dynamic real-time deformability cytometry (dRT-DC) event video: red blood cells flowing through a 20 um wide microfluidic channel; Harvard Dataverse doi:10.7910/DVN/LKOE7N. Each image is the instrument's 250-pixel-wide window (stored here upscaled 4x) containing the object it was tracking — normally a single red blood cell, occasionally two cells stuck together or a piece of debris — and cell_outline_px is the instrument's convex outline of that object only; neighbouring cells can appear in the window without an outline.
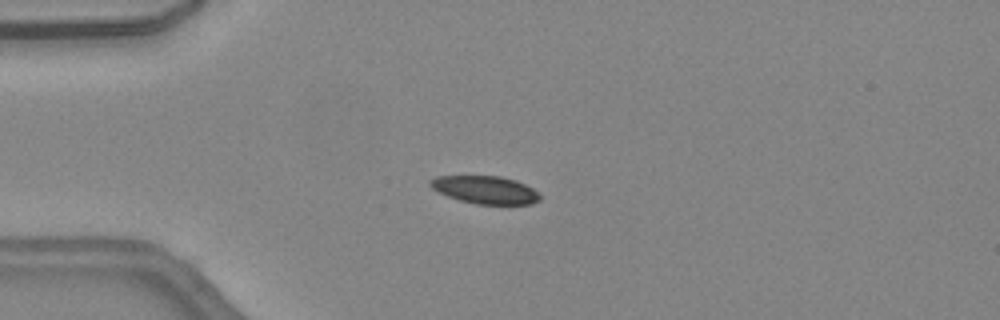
{"species": "common noctule bat (a hibernating species)", "species_latin": "Nyctalus noctula", "temperature_condition": "warm", "stored_images_in_passage": 36, "camera_frame_rate_fps": 3000, "um_per_image_px": 0.085, "animal": {"sex": "female", "body_mass_g": 24.6, "forearm_length_mm": 56.2}, "frame": {"image": 1, "passage_image": 2, "time_ms": 0.333, "image_size_px": [1000, 320], "cell_outline_px": [[540, 200], [532, 204], [476, 204], [460, 200], [448, 196], [432, 188], [428, 184], [428, 180], [436, 176], [500, 176], [516, 180], [532, 188], [540, 196]], "centroid_in_image_um": [41.23, 16.13], "position_along_channel_um": 43.8, "area_um2": 17.69}}
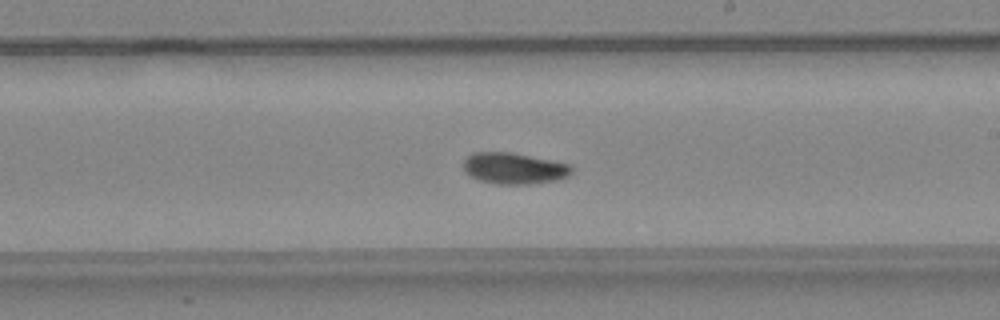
{"frame": {"image": 2, "passage_image": 17, "time_ms": 5.333, "image_size_px": [1000, 320], "cell_outline_px": [[572, 172], [568, 176], [556, 180], [528, 184], [496, 184], [480, 180], [472, 176], [464, 168], [464, 160], [472, 152], [512, 152], [572, 164]], "centroid_in_image_um": [43.73, 14.3], "position_along_channel_um": 245.3, "area_um2": 19.65}}
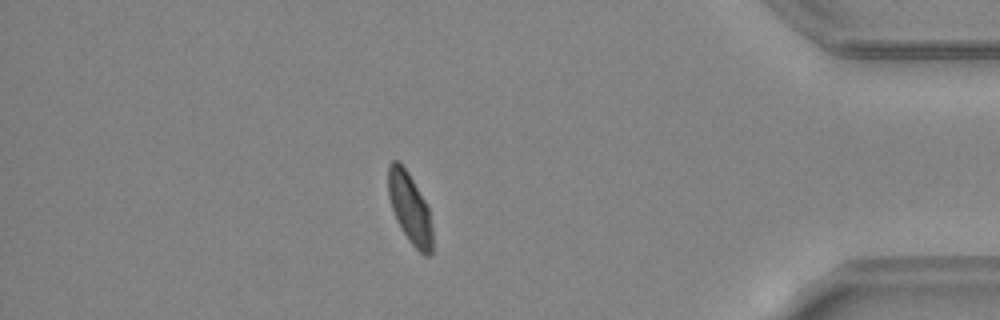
{"frame": {"image": 3, "passage_image": 30, "time_ms": 9.667, "image_size_px": [1000, 320], "cell_outline_px": [[432, 252], [428, 256], [424, 256], [408, 240], [396, 220], [388, 196], [388, 164], [392, 160], [400, 160], [408, 172], [424, 200], [428, 208], [432, 228]], "centroid_in_image_um": [34.82, 17.67], "position_along_channel_um": 400.4, "area_um2": 18.15}, "authors_computed_cell_mechanics": {"area_um2": 19.074, "velocity_mm_per_s": 4.4885, "shape_relaxation_time_tau1_ms": 3.1852, "shape_relaxation_time_tau2_ms": 4.1498, "deformation_change_tau1": 0.1343, "deformation_change_tau2": 0.0825}}